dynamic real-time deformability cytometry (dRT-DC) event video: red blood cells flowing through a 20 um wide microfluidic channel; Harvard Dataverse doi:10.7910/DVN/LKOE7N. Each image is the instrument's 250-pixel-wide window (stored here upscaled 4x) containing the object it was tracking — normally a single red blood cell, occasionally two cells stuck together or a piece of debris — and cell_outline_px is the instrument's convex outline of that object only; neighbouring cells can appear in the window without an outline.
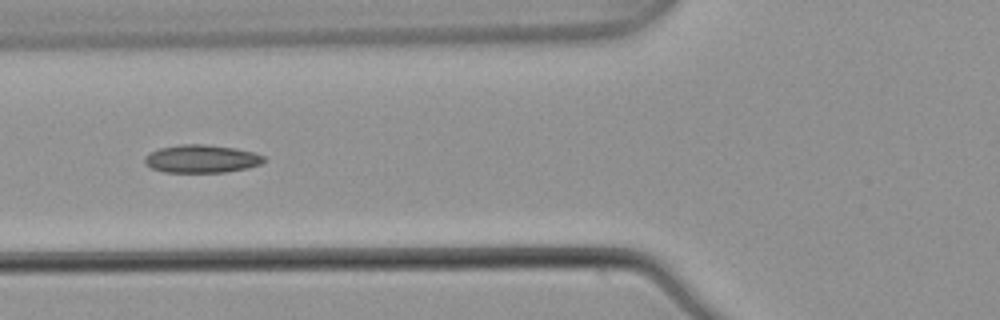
{"species": "common noctule bat (a hibernating species)", "species_latin": "Nyctalus noctula", "temperature_condition": "warm", "stored_images_in_passage": 6, "camera_frame_rate_fps": 3000, "um_per_image_px": 0.085, "animal": {"sex": "male", "body_mass_g": 21.5, "forearm_length_mm": 52.0}, "frame": {"image": 1, "passage_image": 5, "time_ms": 1.333, "image_size_px": [1000, 320], "cell_outline_px": [[264, 160], [260, 164], [248, 168], [224, 172], [164, 172], [152, 168], [144, 164], [144, 156], [160, 148], [180, 144], [204, 144], [236, 148], [252, 152], [264, 156]], "centroid_in_image_um": [17.11, 13.5], "position_along_channel_um": 108.7, "area_um2": 19.36}}
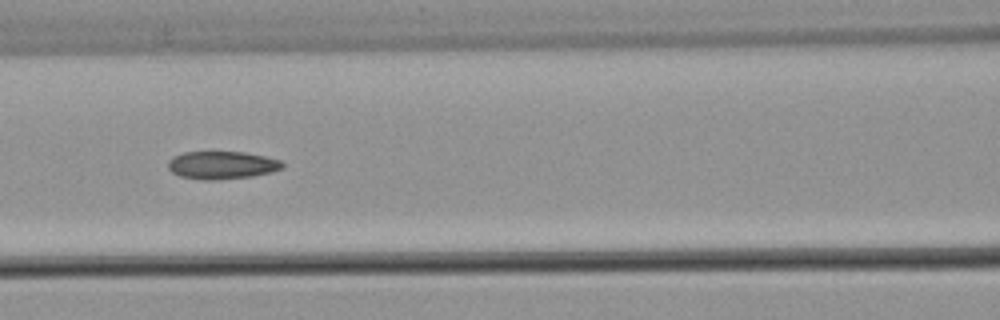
{"frame": {"image": 2, "passage_image": 6, "time_ms": 1.667, "image_size_px": [1000, 320], "cell_outline_px": [[284, 168], [272, 172], [252, 176], [212, 180], [204, 180], [180, 176], [172, 172], [168, 168], [168, 160], [172, 156], [184, 152], [244, 152], [264, 156], [280, 160], [284, 164]], "centroid_in_image_um": [18.86, 14.03], "position_along_channel_um": 147.7, "area_um2": 18.55}}